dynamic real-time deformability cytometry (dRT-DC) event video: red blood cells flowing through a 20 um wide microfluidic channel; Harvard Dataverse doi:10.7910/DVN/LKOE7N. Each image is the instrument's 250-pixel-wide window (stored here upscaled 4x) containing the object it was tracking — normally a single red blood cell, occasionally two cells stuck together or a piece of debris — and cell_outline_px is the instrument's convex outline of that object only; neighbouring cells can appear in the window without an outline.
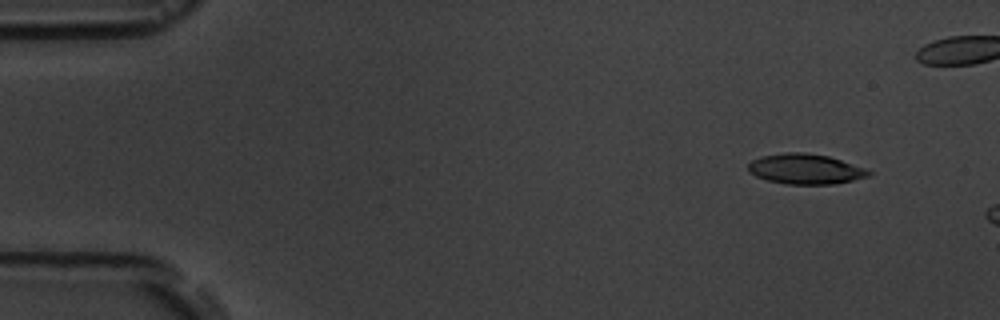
{"species": "common noctule bat (a hibernating species)", "species_latin": "Nyctalus noctula", "temperature_condition": "room temperature", "stored_images_in_passage": 4, "camera_frame_rate_fps": 3000, "um_per_image_px": 0.085, "animal": {"sex": "male", "body_mass_g": 19.5, "forearm_length_mm": 54.6}, "frame": {"image": 1, "passage_image": 2, "time_ms": 1.333, "image_size_px": [1000, 320], "cell_outline_px": [[872, 172], [868, 176], [852, 180], [832, 184], [784, 184], [768, 180], [756, 176], [748, 172], [748, 164], [752, 160], [760, 156], [784, 152], [808, 152], [828, 156], [864, 168]], "centroid_in_image_um": [68.4, 14.35], "position_along_channel_um": 16.6, "area_um2": 21.15}}